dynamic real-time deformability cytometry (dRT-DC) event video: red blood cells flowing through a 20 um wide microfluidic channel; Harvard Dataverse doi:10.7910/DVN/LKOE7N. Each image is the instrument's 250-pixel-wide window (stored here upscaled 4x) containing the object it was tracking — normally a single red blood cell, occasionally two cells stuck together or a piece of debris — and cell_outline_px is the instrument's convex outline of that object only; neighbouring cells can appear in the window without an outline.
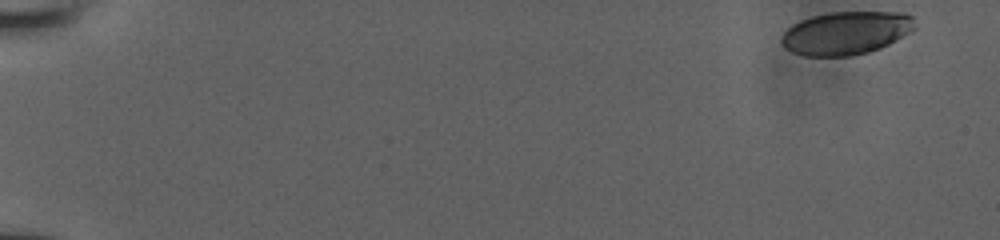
{"species": "human", "species_latin": "Homo sapiens", "temperature_condition": "room temperature", "stored_images_in_passage": 16, "camera_frame_rate_fps": 3000, "um_per_image_px": 0.085, "donor": {"sex": "male"}, "frame": {"image": 1, "passage_image": 1, "time_ms": 0.0, "image_size_px": [1000, 240], "cell_outline_px": [[916, 28], [888, 44], [880, 48], [868, 52], [848, 56], [804, 56], [792, 52], [784, 48], [780, 40], [784, 32], [792, 24], [800, 20], [812, 16], [832, 12], [904, 12], [912, 16]], "centroid_in_image_um": [71.89, 2.8], "position_along_channel_um": 13.1, "area_um2": 33.52}}
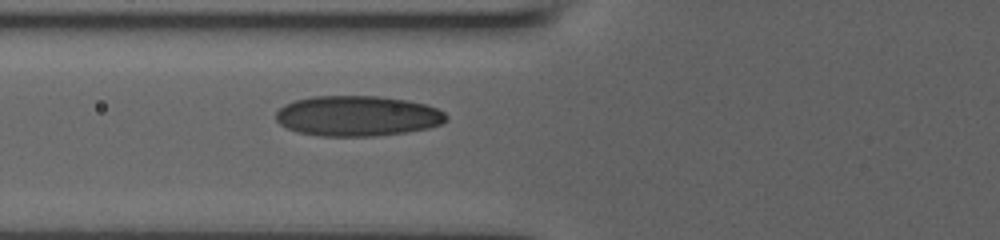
{"frame": {"image": 2, "passage_image": 14, "time_ms": 6.667, "image_size_px": [1000, 240], "cell_outline_px": [[448, 120], [440, 124], [428, 128], [404, 132], [372, 136], [324, 136], [296, 132], [280, 124], [276, 120], [276, 112], [284, 104], [292, 100], [312, 96], [380, 96], [408, 100], [424, 104], [436, 108], [444, 112], [448, 116]], "centroid_in_image_um": [30.36, 9.84], "position_along_channel_um": 95.4, "area_um2": 40.17}}
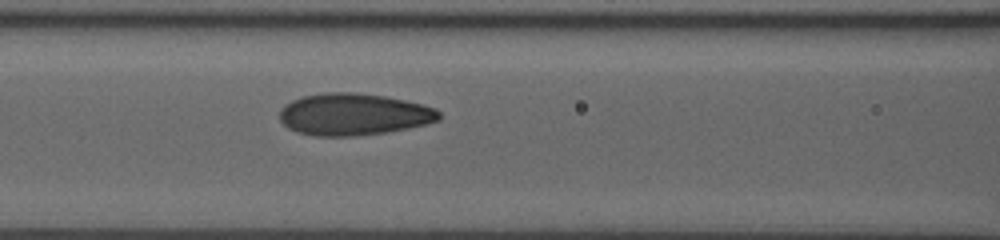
{"frame": {"image": 3, "passage_image": 16, "time_ms": 7.667, "image_size_px": [1000, 240], "cell_outline_px": [[440, 120], [428, 124], [388, 132], [356, 136], [312, 136], [296, 132], [288, 128], [280, 120], [280, 108], [284, 104], [300, 96], [324, 92], [356, 92], [384, 96], [424, 104], [436, 108], [440, 112]], "centroid_in_image_um": [30.05, 9.72], "position_along_channel_um": 136.5, "area_um2": 39.48}}